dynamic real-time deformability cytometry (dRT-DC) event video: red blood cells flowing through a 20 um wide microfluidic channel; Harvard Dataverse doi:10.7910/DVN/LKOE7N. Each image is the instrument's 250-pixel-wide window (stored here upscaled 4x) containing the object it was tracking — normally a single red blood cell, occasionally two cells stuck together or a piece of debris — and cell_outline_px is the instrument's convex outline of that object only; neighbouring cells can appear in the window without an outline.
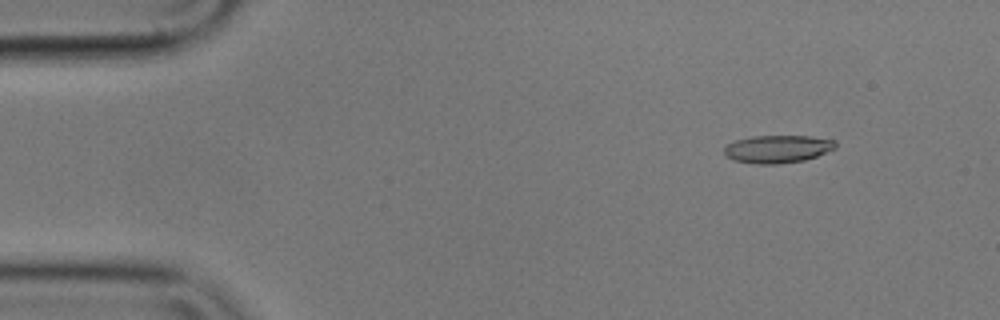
{"species": "common noctule bat (a hibernating species)", "species_latin": "Nyctalus noctula", "temperature_condition": "cold", "stored_images_in_passage": 56, "camera_frame_rate_fps": 3000, "um_per_image_px": 0.085, "animal": {"sex": "male", "body_mass_g": 17.9}, "frame": {"image": 1, "passage_image": 6, "time_ms": 1.667, "image_size_px": [1000, 320], "cell_outline_px": [[836, 148], [816, 156], [804, 160], [780, 164], [756, 164], [732, 160], [724, 156], [724, 148], [728, 144], [736, 140], [752, 136], [808, 136], [836, 140]], "centroid_in_image_um": [66.07, 12.67], "position_along_channel_um": 18.9, "area_um2": 18.09}}
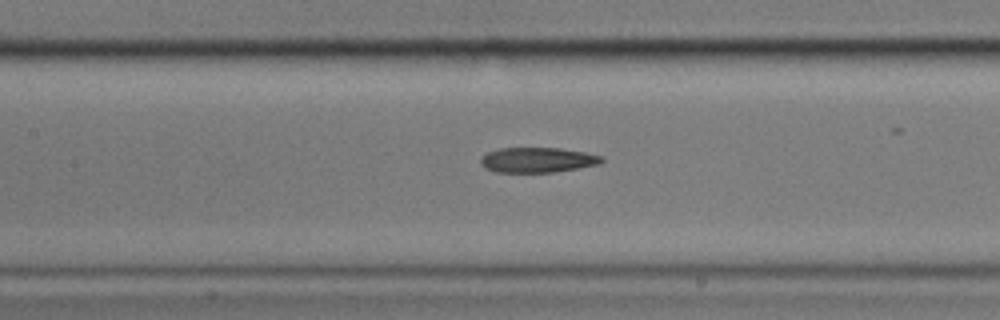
{"frame": {"image": 2, "passage_image": 25, "time_ms": 8.0, "image_size_px": [1000, 320], "cell_outline_px": [[604, 160], [600, 164], [552, 172], [496, 172], [484, 168], [480, 164], [480, 160], [488, 152], [500, 148], [560, 148], [584, 152], [604, 156]], "centroid_in_image_um": [45.69, 13.59], "position_along_channel_um": 161.7, "area_um2": 17.63}}
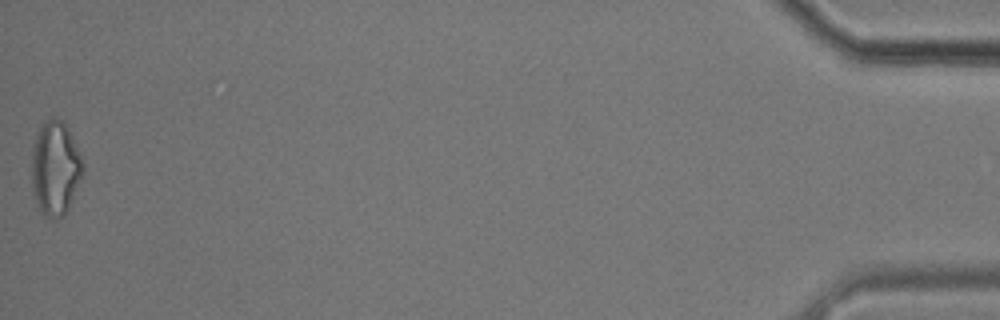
{"frame": {"image": 3, "passage_image": 56, "time_ms": 18.333, "image_size_px": [1000, 320], "cell_outline_px": [[84, 172], [68, 208], [64, 216], [56, 220], [44, 216], [40, 212], [32, 192], [32, 148], [36, 136], [40, 128], [52, 116], [56, 116], [68, 128], [84, 164]], "centroid_in_image_um": [4.69, 14.34], "position_along_channel_um": 430.5, "area_um2": 28.15}, "authors_computed_cell_mechanics": {"area_um2": 18.496, "velocity_mm_per_s": 3.5396, "shape_relaxation_time_tau1_ms": null, "shape_relaxation_time_tau2_ms": 5.4953, "deformation_change_tau1": null, "deformation_change_tau2": 0.1638}}